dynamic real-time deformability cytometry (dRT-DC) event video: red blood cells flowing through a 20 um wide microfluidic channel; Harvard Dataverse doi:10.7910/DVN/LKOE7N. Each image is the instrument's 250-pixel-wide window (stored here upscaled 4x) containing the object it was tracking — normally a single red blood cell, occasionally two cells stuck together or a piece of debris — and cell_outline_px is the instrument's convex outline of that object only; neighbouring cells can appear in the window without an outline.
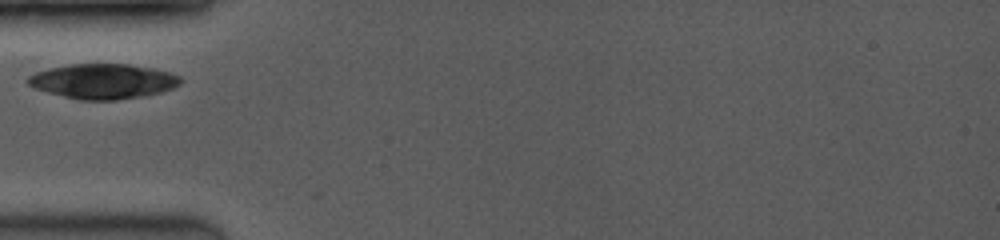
{"species": "common noctule bat (a hibernating species)", "species_latin": "Nyctalus noctula", "temperature_condition": "room temperature", "stored_images_in_passage": 3, "camera_frame_rate_fps": 3500, "um_per_image_px": 0.085, "animal": {"sex": "female", "body_mass_g": 19.0, "forearm_length_mm": 53.3}, "frame": {"image": 1, "passage_image": 1, "time_ms": 0.0, "image_size_px": [1000, 240], "cell_outline_px": [[180, 84], [172, 88], [160, 92], [140, 96], [116, 100], [80, 100], [48, 92], [36, 88], [28, 84], [24, 80], [28, 76], [36, 72], [48, 68], [72, 64], [128, 64], [156, 68], [180, 76]], "centroid_in_image_um": [8.74, 6.9], "position_along_channel_um": 76.3, "area_um2": 30.92}}